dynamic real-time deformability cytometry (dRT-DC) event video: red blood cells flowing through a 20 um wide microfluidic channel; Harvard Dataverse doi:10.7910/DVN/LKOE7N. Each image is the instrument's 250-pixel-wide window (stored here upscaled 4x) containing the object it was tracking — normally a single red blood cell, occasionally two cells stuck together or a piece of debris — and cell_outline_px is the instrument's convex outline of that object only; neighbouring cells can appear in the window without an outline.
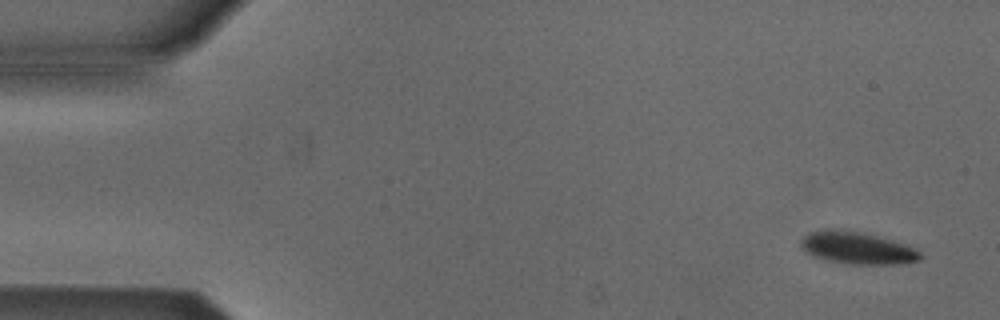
{"species": "Egyptian fruit bat (a non-hibernating species)", "species_latin": "Rousettus aegyptiacus", "temperature_condition": "cold", "stored_images_in_passage": 6, "camera_frame_rate_fps": 3000, "um_per_image_px": 0.085, "animal": {"sex": "male"}, "frame": {"image": 1, "passage_image": 1, "time_ms": 0.0, "image_size_px": [1000, 320], "cell_outline_px": [[924, 256], [920, 260], [904, 264], [848, 264], [824, 260], [812, 256], [804, 252], [800, 248], [800, 240], [808, 232], [824, 228], [864, 232], [892, 240], [916, 248]], "centroid_in_image_um": [72.83, 21.08], "position_along_channel_um": 12.2, "area_um2": 22.95}}
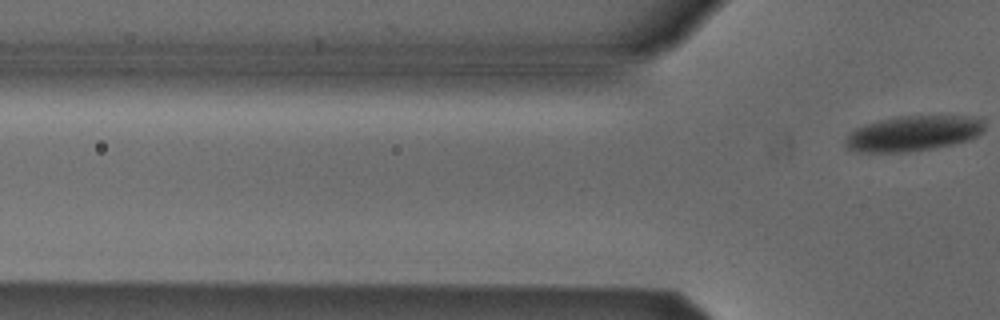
{"frame": {"image": 2, "passage_image": 6, "time_ms": 7.0, "image_size_px": [1000, 320], "cell_outline_px": [[984, 128], [976, 136], [968, 140], [952, 144], [932, 148], [908, 152], [856, 152], [848, 148], [844, 144], [844, 140], [856, 128], [880, 120], [900, 116], [976, 116], [984, 120]], "centroid_in_image_um": [77.63, 11.34], "position_along_channel_um": 48.2, "area_um2": 28.44}}